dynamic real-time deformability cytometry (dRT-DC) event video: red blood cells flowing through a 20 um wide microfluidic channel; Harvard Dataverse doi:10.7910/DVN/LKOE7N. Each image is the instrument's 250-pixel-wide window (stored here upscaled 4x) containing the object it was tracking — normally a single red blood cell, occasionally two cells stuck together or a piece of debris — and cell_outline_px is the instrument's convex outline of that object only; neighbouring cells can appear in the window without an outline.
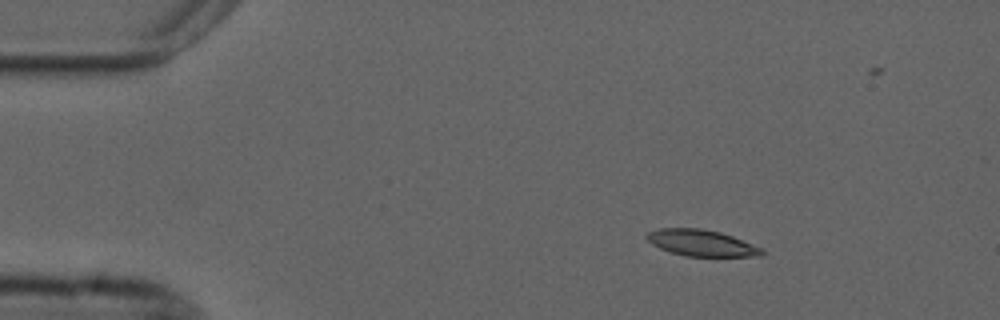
{"species": "common noctule bat (a hibernating species)", "species_latin": "Nyctalus noctula", "temperature_condition": "cold", "stored_images_in_passage": 4, "camera_frame_rate_fps": 3000, "um_per_image_px": 0.085, "animal": {"sex": "male", "forearm_length_mm": 52.5}, "frame": {"image": 1, "passage_image": 2, "time_ms": 1.333, "image_size_px": [1000, 320], "cell_outline_px": [[764, 256], [688, 256], [672, 252], [660, 248], [652, 244], [644, 236], [648, 232], [660, 228], [700, 228], [720, 232], [732, 236], [764, 248]], "centroid_in_image_um": [59.65, 20.64], "position_along_channel_um": 25.3, "area_um2": 17.63}}